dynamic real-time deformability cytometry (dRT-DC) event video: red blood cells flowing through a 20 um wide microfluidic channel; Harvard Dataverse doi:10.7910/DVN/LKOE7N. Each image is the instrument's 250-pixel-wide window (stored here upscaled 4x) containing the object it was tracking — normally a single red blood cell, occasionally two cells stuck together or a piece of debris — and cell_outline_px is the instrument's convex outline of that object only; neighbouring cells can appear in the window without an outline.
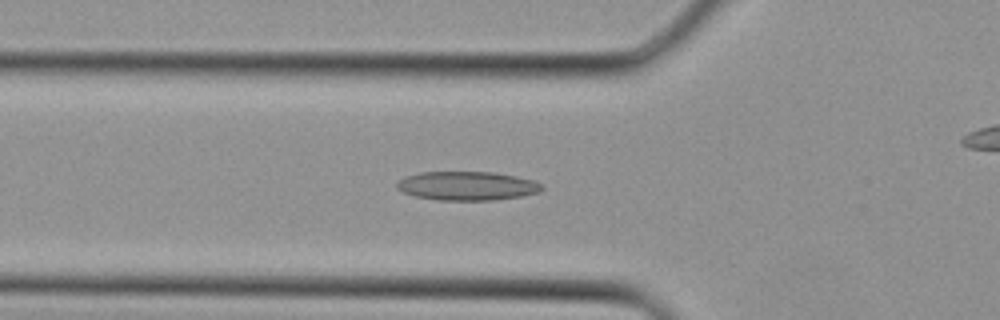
{"species": "Egyptian fruit bat (a non-hibernating species)", "species_latin": "Rousettus aegyptiacus", "temperature_condition": "cold", "stored_images_in_passage": 25, "camera_frame_rate_fps": 3000, "um_per_image_px": 0.085, "animal": {"sex": "female"}, "frame": {"image": 1, "passage_image": 8, "time_ms": 2.333, "image_size_px": [1000, 320], "cell_outline_px": [[544, 188], [540, 192], [520, 196], [496, 200], [436, 200], [416, 196], [404, 192], [396, 188], [396, 184], [404, 176], [420, 172], [492, 172], [516, 176], [536, 180], [544, 184]], "centroid_in_image_um": [39.75, 15.79], "position_along_channel_um": 86.1, "area_um2": 24.57}}
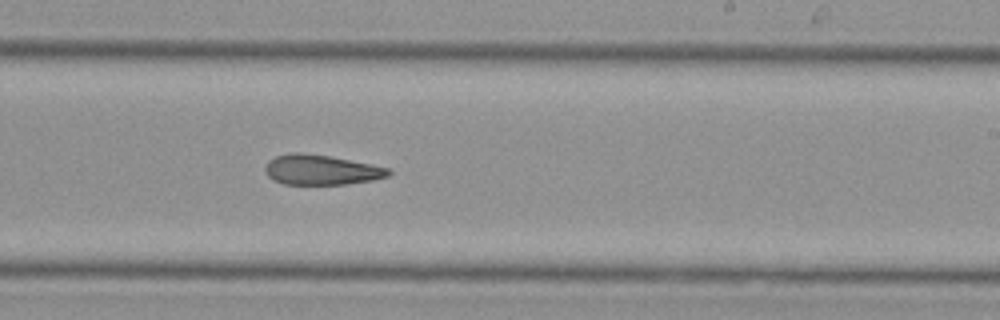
{"frame": {"image": 2, "passage_image": 17, "time_ms": 5.333, "image_size_px": [1000, 320], "cell_outline_px": [[392, 172], [388, 176], [372, 180], [344, 184], [284, 184], [272, 180], [268, 176], [264, 168], [268, 160], [276, 156], [288, 152], [300, 152], [328, 156], [388, 168]], "centroid_in_image_um": [27.23, 14.43], "position_along_channel_um": 261.8, "area_um2": 21.39}}
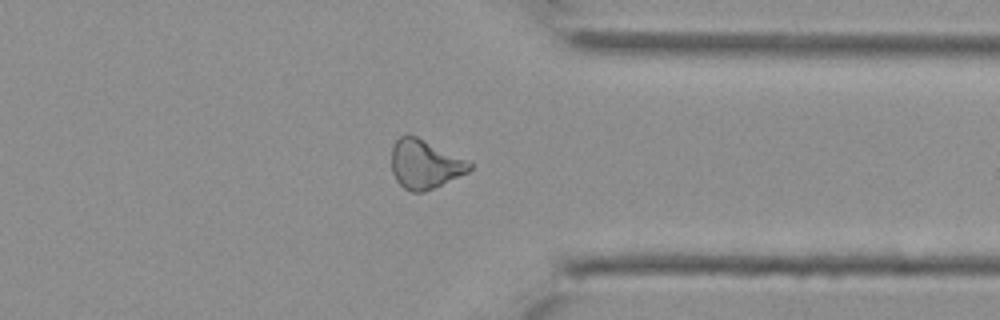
{"frame": {"image": 3, "passage_image": 23, "time_ms": 7.333, "image_size_px": [1000, 320], "cell_outline_px": [[472, 168], [468, 172], [424, 192], [412, 192], [404, 188], [396, 180], [392, 172], [392, 148], [396, 140], [400, 136], [416, 136], [472, 164]], "centroid_in_image_um": [36.06, 13.98], "position_along_channel_um": 375.3, "area_um2": 21.56}}